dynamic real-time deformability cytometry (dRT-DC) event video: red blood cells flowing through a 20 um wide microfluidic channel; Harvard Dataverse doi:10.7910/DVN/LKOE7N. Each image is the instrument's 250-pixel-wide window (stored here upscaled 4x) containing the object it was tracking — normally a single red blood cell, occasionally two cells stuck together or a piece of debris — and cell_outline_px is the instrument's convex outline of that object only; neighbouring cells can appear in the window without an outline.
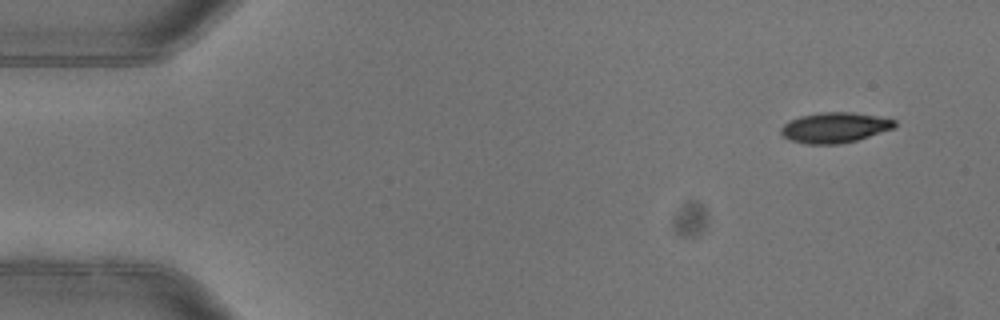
{"species": "common noctule bat (a hibernating species)", "species_latin": "Nyctalus noctula", "temperature_condition": "warm", "stored_images_in_passage": 3, "camera_frame_rate_fps": 3000, "um_per_image_px": 0.085, "animal": {"sex": "female"}, "frame": {"image": 1, "passage_image": 1, "time_ms": 0.0, "image_size_px": [1000, 320], "cell_outline_px": [[896, 128], [856, 140], [840, 144], [804, 144], [788, 140], [780, 132], [780, 128], [788, 120], [800, 116], [820, 112], [852, 112], [876, 116], [896, 120]], "centroid_in_image_um": [70.93, 10.85], "position_along_channel_um": 14.1, "area_um2": 20.29}}